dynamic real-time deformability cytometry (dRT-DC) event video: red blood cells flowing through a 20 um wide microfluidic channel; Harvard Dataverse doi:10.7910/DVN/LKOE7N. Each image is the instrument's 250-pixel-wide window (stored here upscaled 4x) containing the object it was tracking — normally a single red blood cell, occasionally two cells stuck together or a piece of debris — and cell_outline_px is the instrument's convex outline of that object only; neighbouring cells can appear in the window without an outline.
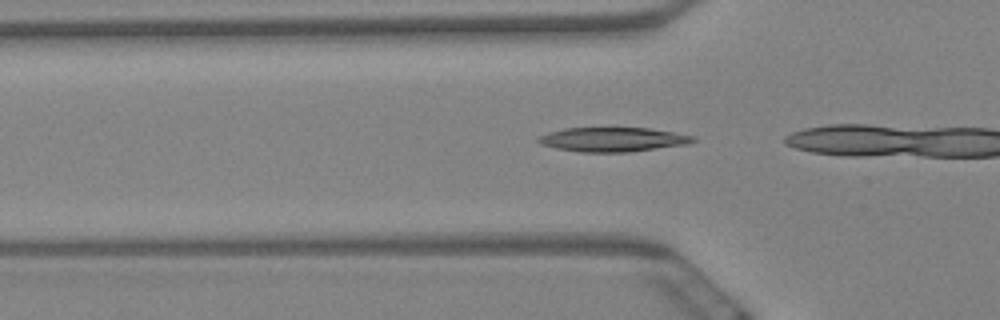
{"species": "Egyptian fruit bat (a non-hibernating species)", "species_latin": "Rousettus aegyptiacus", "temperature_condition": "warm", "stored_images_in_passage": 42, "camera_frame_rate_fps": 3000, "um_per_image_px": 0.085, "animal": {"sex": "female"}, "frame": {"image": 1, "passage_image": 15, "time_ms": 4.667, "image_size_px": [1000, 320], "cell_outline_px": [[696, 140], [688, 144], [628, 152], [580, 152], [556, 148], [540, 144], [536, 140], [540, 136], [548, 132], [564, 128], [648, 128], [672, 132], [692, 136]], "centroid_in_image_um": [52.04, 11.86], "position_along_channel_um": 73.8, "area_um2": 21.73}}
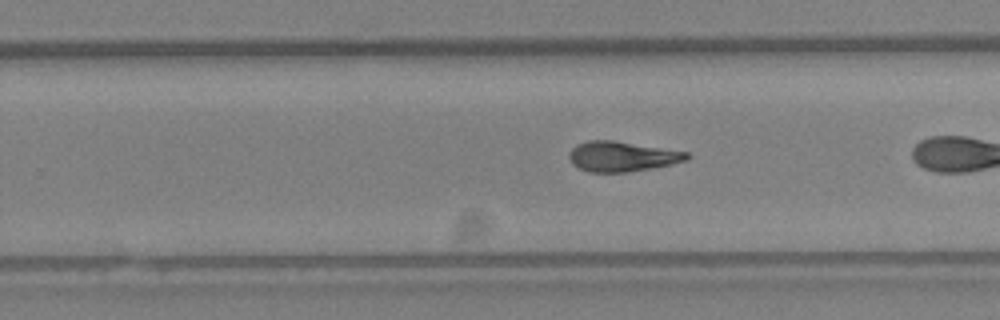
{"frame": {"image": 2, "passage_image": 33, "time_ms": 10.667, "image_size_px": [1000, 320], "cell_outline_px": [[692, 156], [688, 160], [672, 164], [628, 172], [588, 172], [572, 164], [568, 156], [568, 152], [576, 144], [588, 140], [612, 140], [688, 152]], "centroid_in_image_um": [52.86, 13.29], "position_along_channel_um": 276.9, "area_um2": 20.69}}
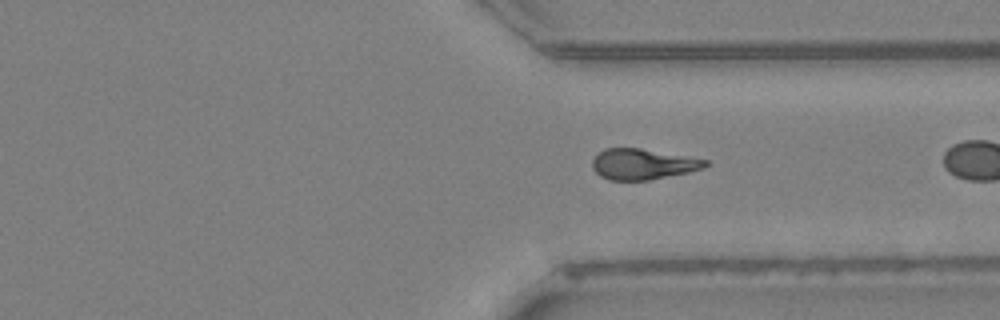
{"frame": {"image": 3, "passage_image": 40, "time_ms": 13.0, "image_size_px": [1000, 320], "cell_outline_px": [[708, 164], [704, 168], [688, 172], [648, 180], [608, 180], [600, 176], [592, 168], [592, 160], [604, 148], [640, 148], [708, 160]], "centroid_in_image_um": [54.61, 13.95], "position_along_channel_um": 356.8, "area_um2": 20.06}}